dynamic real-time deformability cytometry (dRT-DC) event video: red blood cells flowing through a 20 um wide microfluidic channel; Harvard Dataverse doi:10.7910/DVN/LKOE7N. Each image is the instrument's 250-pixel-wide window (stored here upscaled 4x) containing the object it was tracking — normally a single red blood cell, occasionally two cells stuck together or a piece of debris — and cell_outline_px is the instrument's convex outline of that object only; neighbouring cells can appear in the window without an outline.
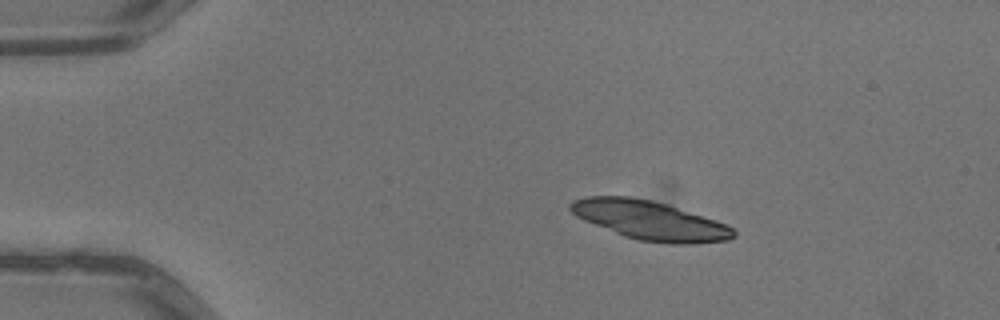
{"species": "common noctule bat (a hibernating species)", "species_latin": "Nyctalus noctula", "temperature_condition": "warm", "stored_images_in_passage": 4, "camera_frame_rate_fps": 3000, "um_per_image_px": 0.085, "animal": {"sex": "male", "body_mass_g": 13.3}, "frame": {"image": 1, "passage_image": 1, "time_ms": 0.0, "image_size_px": [1000, 320], "cell_outline_px": [[736, 236], [728, 240], [696, 244], [668, 244], [636, 240], [624, 236], [584, 220], [576, 216], [568, 208], [568, 204], [572, 200], [588, 196], [628, 196], [652, 200], [668, 204], [716, 220], [732, 228], [736, 232]], "centroid_in_image_um": [55.24, 18.73], "position_along_channel_um": 29.8, "area_um2": 37.28}}